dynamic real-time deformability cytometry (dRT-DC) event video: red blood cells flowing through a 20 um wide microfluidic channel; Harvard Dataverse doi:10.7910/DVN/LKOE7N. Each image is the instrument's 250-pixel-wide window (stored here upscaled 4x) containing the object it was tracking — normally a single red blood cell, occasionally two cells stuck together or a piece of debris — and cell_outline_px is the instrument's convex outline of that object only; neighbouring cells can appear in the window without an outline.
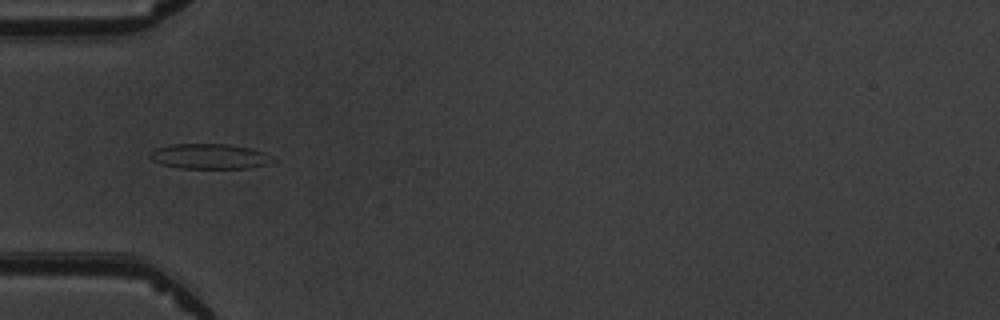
{"species": "common noctule bat (a hibernating species)", "species_latin": "Nyctalus noctula", "temperature_condition": "warm", "stored_images_in_passage": 8, "camera_frame_rate_fps": 3000, "um_per_image_px": 0.085, "animal": {"sex": "male", "body_mass_g": 19.5, "forearm_length_mm": 54.6}, "frame": {"image": 1, "passage_image": 6, "time_ms": 5.667, "image_size_px": [1000, 320], "cell_outline_px": [[276, 160], [268, 164], [248, 168], [180, 168], [164, 164], [152, 160], [148, 156], [156, 148], [172, 144], [228, 144], [252, 148], [264, 152]], "centroid_in_image_um": [17.85, 13.28], "position_along_channel_um": 67.1, "area_um2": 17.92}}
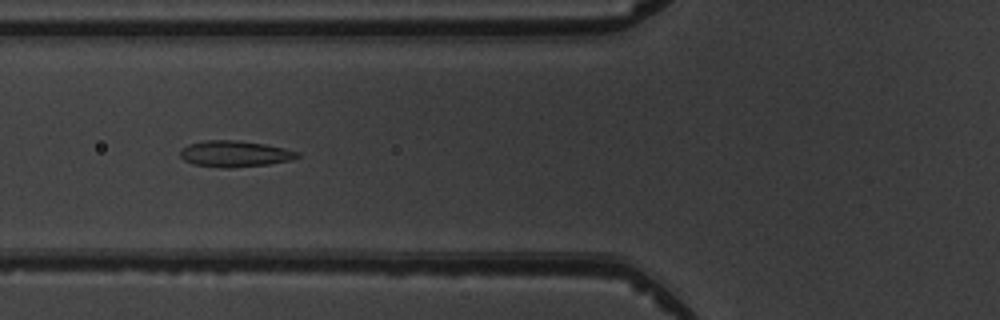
{"frame": {"image": 2, "passage_image": 7, "time_ms": 6.667, "image_size_px": [1000, 320], "cell_outline_px": [[300, 156], [292, 160], [268, 164], [228, 168], [224, 168], [192, 164], [184, 160], [180, 156], [180, 152], [188, 144], [208, 140], [236, 140], [264, 144], [284, 148], [300, 152]], "centroid_in_image_um": [19.97, 13.08], "position_along_channel_um": 105.8, "area_um2": 17.8}}
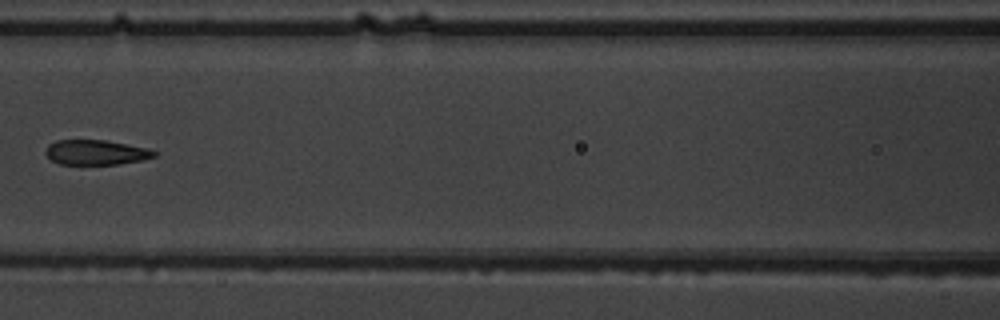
{"frame": {"image": 3, "passage_image": 8, "time_ms": 8.0, "image_size_px": [1000, 320], "cell_outline_px": [[156, 156], [140, 160], [120, 164], [60, 164], [52, 160], [44, 152], [48, 144], [56, 140], [104, 140], [148, 148], [156, 152]], "centroid_in_image_um": [8.13, 12.95], "position_along_channel_um": 158.5, "area_um2": 15.66}}